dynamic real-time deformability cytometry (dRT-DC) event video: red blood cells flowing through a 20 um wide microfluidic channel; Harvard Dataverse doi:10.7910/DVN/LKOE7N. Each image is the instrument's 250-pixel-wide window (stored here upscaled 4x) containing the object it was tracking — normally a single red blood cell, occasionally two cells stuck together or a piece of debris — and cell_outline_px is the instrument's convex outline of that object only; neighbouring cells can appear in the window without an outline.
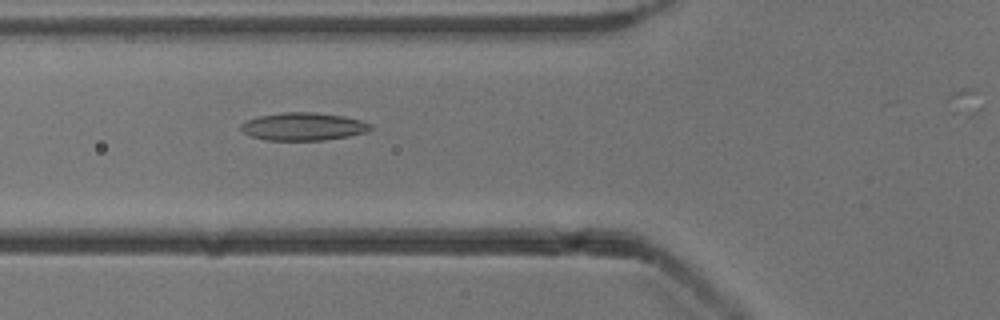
{"species": "common noctule bat (a hibernating species)", "species_latin": "Nyctalus noctula", "temperature_condition": "cold", "stored_images_in_passage": 14, "camera_frame_rate_fps": 3000, "um_per_image_px": 0.085, "animal": {"sex": "male", "body_mass_g": 13.3}, "frame": {"image": 1, "passage_image": 10, "time_ms": 3.0, "image_size_px": [1000, 320], "cell_outline_px": [[376, 128], [368, 132], [348, 136], [324, 140], [268, 140], [252, 136], [244, 132], [240, 128], [240, 124], [244, 120], [260, 116], [284, 112], [312, 112], [344, 116], [360, 120], [372, 124]], "centroid_in_image_um": [25.82, 10.75], "position_along_channel_um": 100.0, "area_um2": 21.1}}